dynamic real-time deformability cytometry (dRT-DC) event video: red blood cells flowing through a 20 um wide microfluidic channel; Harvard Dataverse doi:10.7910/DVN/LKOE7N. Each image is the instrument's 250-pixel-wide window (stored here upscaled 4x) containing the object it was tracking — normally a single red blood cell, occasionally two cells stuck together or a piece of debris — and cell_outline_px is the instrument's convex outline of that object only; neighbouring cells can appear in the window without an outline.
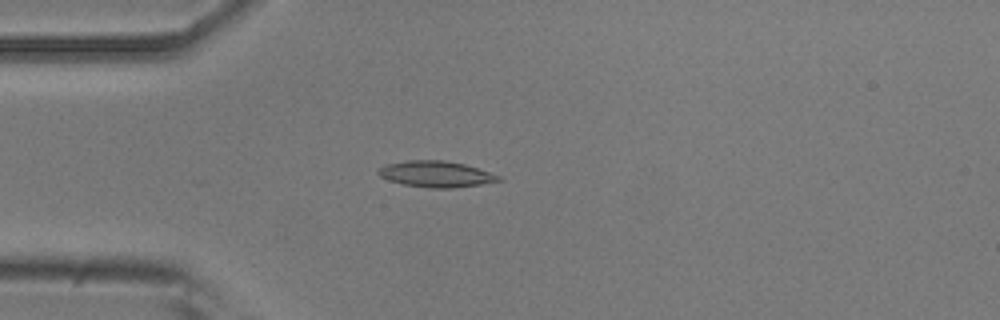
{"species": "common noctule bat (a hibernating species)", "species_latin": "Nyctalus noctula", "temperature_condition": "room temperature", "stored_images_in_passage": 25, "camera_frame_rate_fps": 3000, "um_per_image_px": 0.085, "animal": {"sex": "male", "body_mass_g": 20.5, "forearm_length_mm": 52.5}, "frame": {"image": 1, "passage_image": 10, "time_ms": 3.0, "image_size_px": [1000, 320], "cell_outline_px": [[504, 180], [480, 184], [452, 188], [428, 188], [404, 184], [388, 180], [380, 176], [376, 172], [384, 164], [408, 160], [444, 160], [464, 164], [500, 176]], "centroid_in_image_um": [37.02, 14.79], "position_along_channel_um": 48.0, "area_um2": 18.21}}
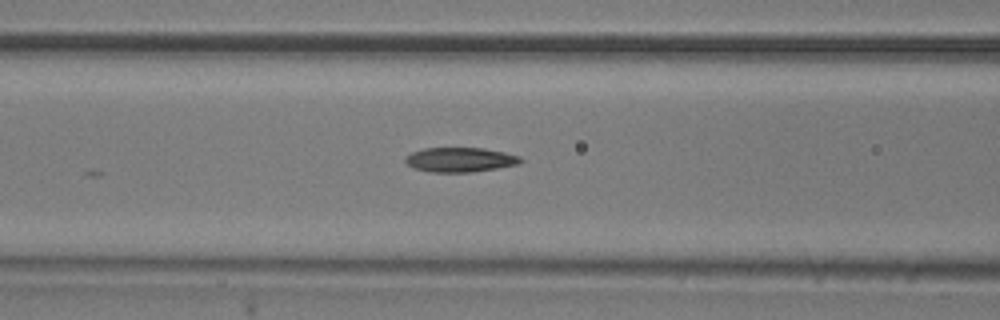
{"frame": {"image": 2, "passage_image": 17, "time_ms": 5.333, "image_size_px": [1000, 320], "cell_outline_px": [[524, 160], [516, 164], [496, 168], [472, 172], [428, 172], [412, 168], [404, 160], [404, 156], [412, 152], [424, 148], [484, 148], [504, 152], [520, 156]], "centroid_in_image_um": [39.06, 13.57], "position_along_channel_um": 127.5, "area_um2": 16.53}}
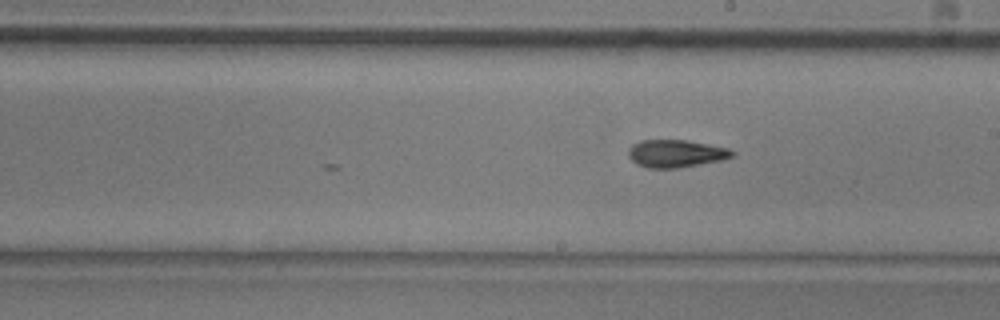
{"frame": {"image": 3, "passage_image": 25, "time_ms": 8.0, "image_size_px": [1000, 320], "cell_outline_px": [[736, 152], [732, 156], [720, 160], [700, 164], [676, 168], [648, 168], [636, 164], [628, 156], [628, 148], [632, 144], [640, 140], [688, 140], [728, 148]], "centroid_in_image_um": [57.41, 13.04], "position_along_channel_um": 231.6, "area_um2": 16.7}}